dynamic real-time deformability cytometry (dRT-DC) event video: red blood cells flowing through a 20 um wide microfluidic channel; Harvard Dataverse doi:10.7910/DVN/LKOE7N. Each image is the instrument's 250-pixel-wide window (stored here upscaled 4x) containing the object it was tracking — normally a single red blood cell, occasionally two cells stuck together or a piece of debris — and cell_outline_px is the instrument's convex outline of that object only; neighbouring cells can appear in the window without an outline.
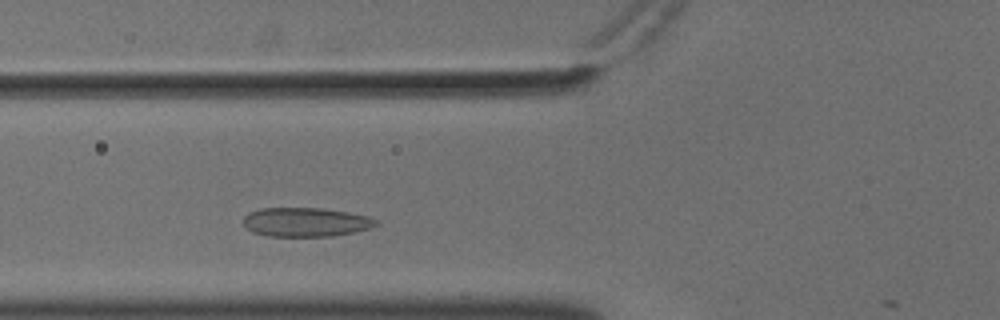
{"species": "common noctule bat (a hibernating species)", "species_latin": "Nyctalus noctula", "temperature_condition": "cold", "stored_images_in_passage": 10, "camera_frame_rate_fps": 3000, "um_per_image_px": 0.085, "animal": {"sex": "male", "body_mass_g": 18.8}, "frame": {"image": 1, "passage_image": 9, "time_ms": 2.667, "image_size_px": [1000, 320], "cell_outline_px": [[380, 224], [368, 228], [352, 232], [332, 236], [268, 236], [252, 232], [244, 224], [244, 216], [248, 212], [260, 208], [320, 208], [348, 212], [368, 216], [376, 220]], "centroid_in_image_um": [25.96, 18.87], "position_along_channel_um": 99.8, "area_um2": 22.37}}